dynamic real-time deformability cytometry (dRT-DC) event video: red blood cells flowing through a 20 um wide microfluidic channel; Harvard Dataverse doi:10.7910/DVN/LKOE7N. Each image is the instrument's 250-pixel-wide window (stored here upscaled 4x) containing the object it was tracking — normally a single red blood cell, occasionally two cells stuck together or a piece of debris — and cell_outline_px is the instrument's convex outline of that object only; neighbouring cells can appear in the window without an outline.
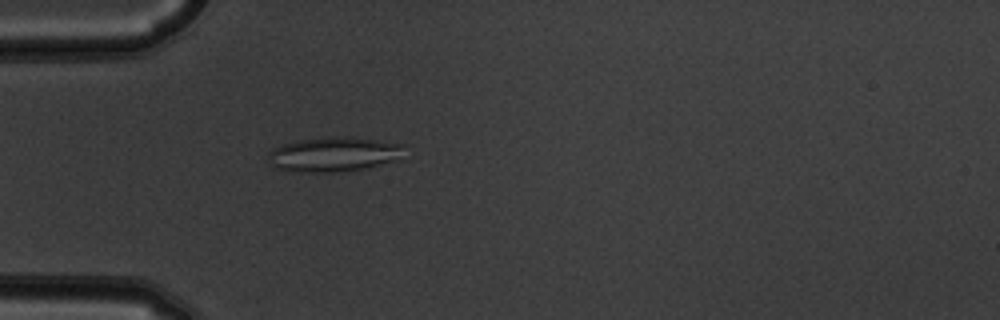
{"species": "common noctule bat (a hibernating species)", "species_latin": "Nyctalus noctula", "temperature_condition": "warm", "stored_images_in_passage": 2, "camera_frame_rate_fps": 3000, "um_per_image_px": 0.085, "animal": {"sex": "male", "body_mass_g": 19.5, "forearm_length_mm": 54.6}, "frame": {"image": 1, "passage_image": 2, "time_ms": 0.333, "image_size_px": [1000, 320], "cell_outline_px": [[404, 144], [400, 160], [364, 168], [332, 172], [288, 172], [276, 168], [268, 160], [268, 152], [272, 148], [296, 140], [332, 136], [344, 136], [376, 140]], "centroid_in_image_um": [28.33, 13.12], "position_along_channel_um": 56.7, "area_um2": 27.63}}